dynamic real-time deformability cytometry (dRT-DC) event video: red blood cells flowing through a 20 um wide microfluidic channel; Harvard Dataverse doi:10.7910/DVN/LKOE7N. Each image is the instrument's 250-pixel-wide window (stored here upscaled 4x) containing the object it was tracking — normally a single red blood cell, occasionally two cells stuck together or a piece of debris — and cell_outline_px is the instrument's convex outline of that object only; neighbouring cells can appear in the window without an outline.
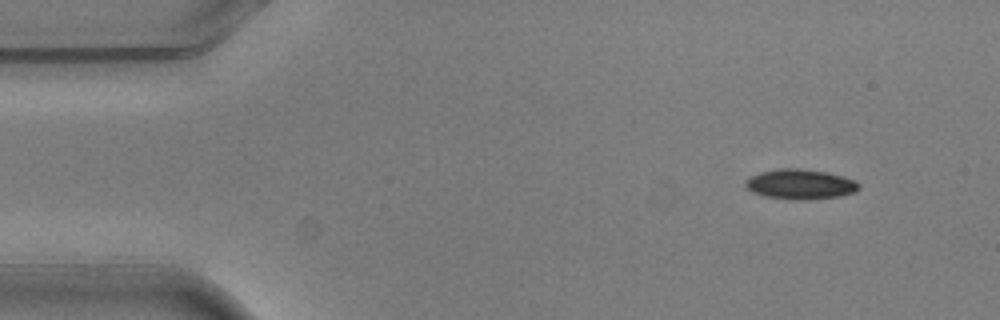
{"species": "common noctule bat (a hibernating species)", "species_latin": "Nyctalus noctula", "temperature_condition": "warm", "stored_images_in_passage": 5, "camera_frame_rate_fps": 3000, "um_per_image_px": 0.085, "animal": {"sex": "male", "body_mass_g": 20.5, "forearm_length_mm": 52.5}, "frame": {"image": 1, "passage_image": 1, "time_ms": 0.0, "image_size_px": [1000, 320], "cell_outline_px": [[860, 188], [856, 192], [840, 196], [804, 200], [792, 200], [764, 196], [752, 192], [744, 184], [752, 176], [760, 172], [780, 168], [800, 168], [828, 172], [844, 176], [856, 180], [860, 184]], "centroid_in_image_um": [68.08, 15.66], "position_along_channel_um": 16.9, "area_um2": 20.0}}
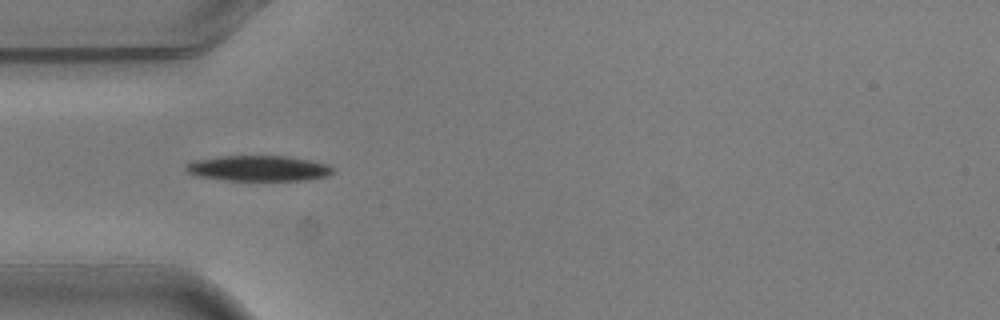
{"frame": {"image": 2, "passage_image": 4, "time_ms": 1.0, "image_size_px": [1000, 320], "cell_outline_px": [[336, 172], [328, 176], [308, 180], [224, 180], [196, 176], [188, 172], [184, 168], [184, 164], [192, 160], [220, 156], [288, 156], [328, 164], [336, 168]], "centroid_in_image_um": [21.98, 14.31], "position_along_channel_um": 63.0, "area_um2": 22.2}}
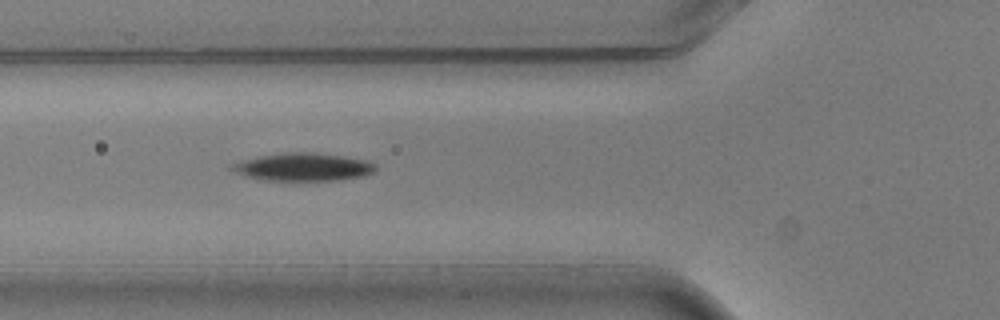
{"frame": {"image": 3, "passage_image": 5, "time_ms": 1.333, "image_size_px": [1000, 320], "cell_outline_px": [[376, 172], [364, 176], [336, 180], [260, 180], [236, 172], [228, 168], [228, 164], [260, 156], [288, 152], [312, 152], [344, 156], [368, 160], [376, 164]], "centroid_in_image_um": [25.8, 14.19], "position_along_channel_um": 100.0, "area_um2": 23.41}}